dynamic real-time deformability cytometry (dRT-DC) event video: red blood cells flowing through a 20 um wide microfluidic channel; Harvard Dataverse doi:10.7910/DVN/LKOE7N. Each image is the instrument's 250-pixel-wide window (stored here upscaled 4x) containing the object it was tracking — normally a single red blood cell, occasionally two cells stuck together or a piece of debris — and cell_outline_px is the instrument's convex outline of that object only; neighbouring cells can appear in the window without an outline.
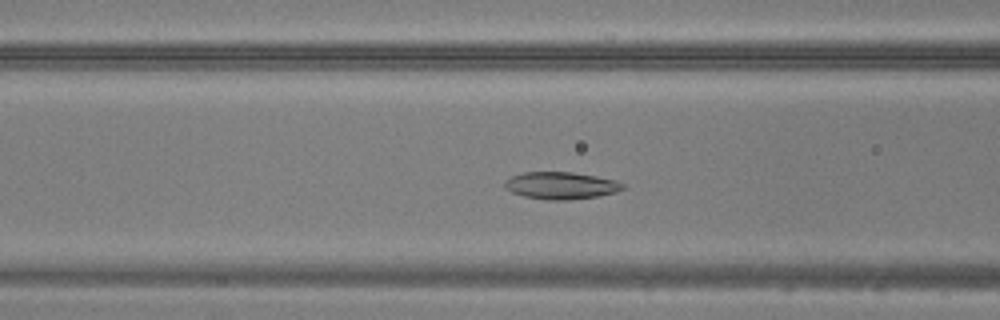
{"species": "common noctule bat (a hibernating species)", "species_latin": "Nyctalus noctula", "temperature_condition": "warm", "stored_images_in_passage": 45, "camera_frame_rate_fps": 3000, "um_per_image_px": 0.085, "animal": {"sex": "male", "body_mass_g": 20.5, "forearm_length_mm": 52.5}, "frame": {"image": 1, "passage_image": 17, "time_ms": 5.333, "image_size_px": [1000, 320], "cell_outline_px": [[624, 188], [616, 192], [596, 196], [568, 200], [548, 200], [524, 196], [512, 192], [504, 188], [504, 180], [512, 176], [524, 172], [572, 172], [596, 176], [616, 180], [624, 184]], "centroid_in_image_um": [47.66, 15.76], "position_along_channel_um": 118.9, "area_um2": 18.67}}
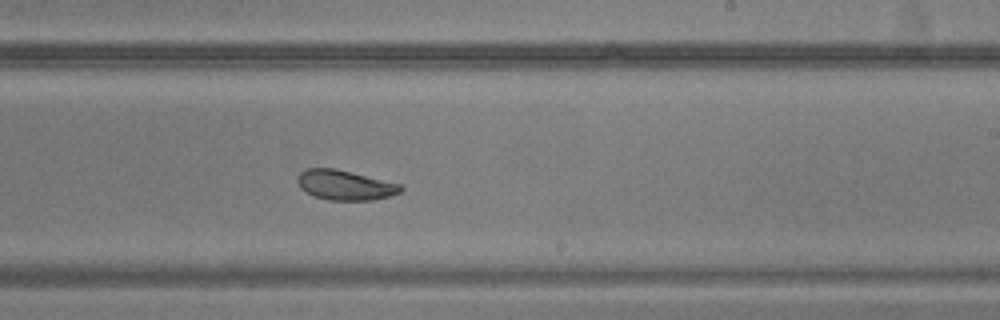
{"frame": {"image": 2, "passage_image": 27, "time_ms": 8.667, "image_size_px": [1000, 320], "cell_outline_px": [[404, 188], [400, 192], [392, 196], [372, 200], [328, 200], [316, 196], [300, 188], [296, 180], [296, 176], [304, 168], [332, 168], [352, 172], [400, 184]], "centroid_in_image_um": [29.31, 15.73], "position_along_channel_um": 259.7, "area_um2": 17.98}}
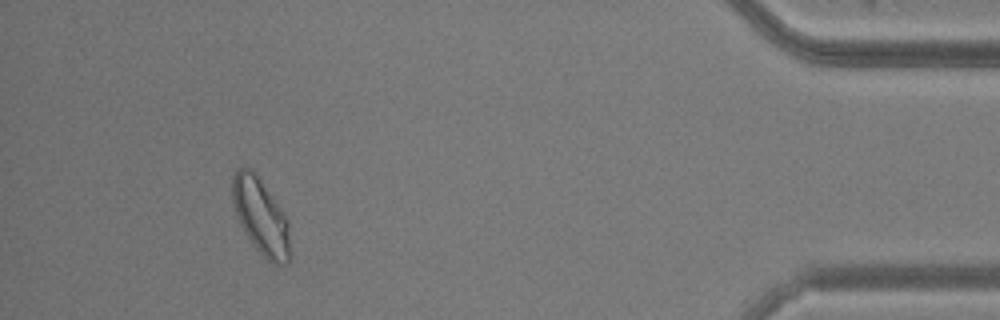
{"frame": {"image": 3, "passage_image": 42, "time_ms": 13.667, "image_size_px": [1000, 320], "cell_outline_px": [[292, 256], [288, 264], [272, 264], [256, 248], [244, 232], [240, 224], [232, 200], [232, 176], [236, 168], [252, 168], [256, 172], [288, 220], [292, 252]], "centroid_in_image_um": [22.2, 18.42], "position_along_channel_um": 413.0, "area_um2": 25.84}}